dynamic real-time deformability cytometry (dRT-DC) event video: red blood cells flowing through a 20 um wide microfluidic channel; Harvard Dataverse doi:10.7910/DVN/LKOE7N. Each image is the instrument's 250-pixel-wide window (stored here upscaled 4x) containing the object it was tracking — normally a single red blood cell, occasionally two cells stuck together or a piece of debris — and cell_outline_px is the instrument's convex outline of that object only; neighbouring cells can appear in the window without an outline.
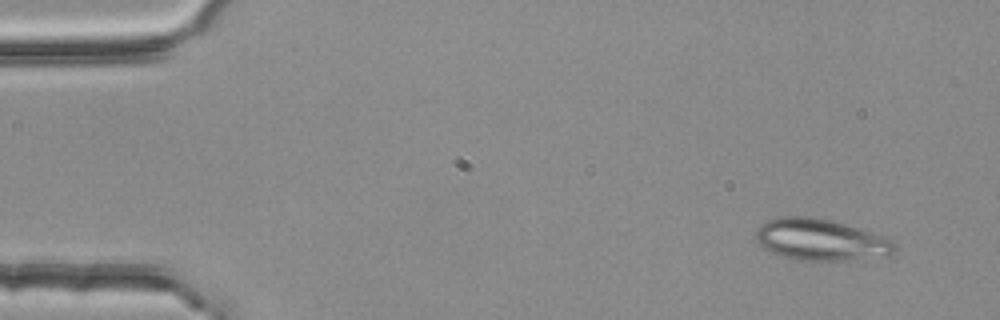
{"species": "common noctule bat (a hibernating species)", "species_latin": "Nyctalus noctula", "temperature_condition": "room temperature", "stored_images_in_passage": 4, "camera_frame_rate_fps": 3000, "um_per_image_px": 0.085, "animal": {"sex": "female", "body_mass_g": 25.1}, "frame": {"image": 1, "passage_image": 1, "time_ms": 0.0, "image_size_px": [1000, 320], "cell_outline_px": [[896, 248], [888, 256], [840, 260], [796, 260], [768, 252], [756, 240], [756, 228], [764, 220], [780, 216], [808, 216], [832, 220], [888, 236], [896, 240]], "centroid_in_image_um": [69.76, 20.36], "position_along_channel_um": 15.2, "area_um2": 34.16}}